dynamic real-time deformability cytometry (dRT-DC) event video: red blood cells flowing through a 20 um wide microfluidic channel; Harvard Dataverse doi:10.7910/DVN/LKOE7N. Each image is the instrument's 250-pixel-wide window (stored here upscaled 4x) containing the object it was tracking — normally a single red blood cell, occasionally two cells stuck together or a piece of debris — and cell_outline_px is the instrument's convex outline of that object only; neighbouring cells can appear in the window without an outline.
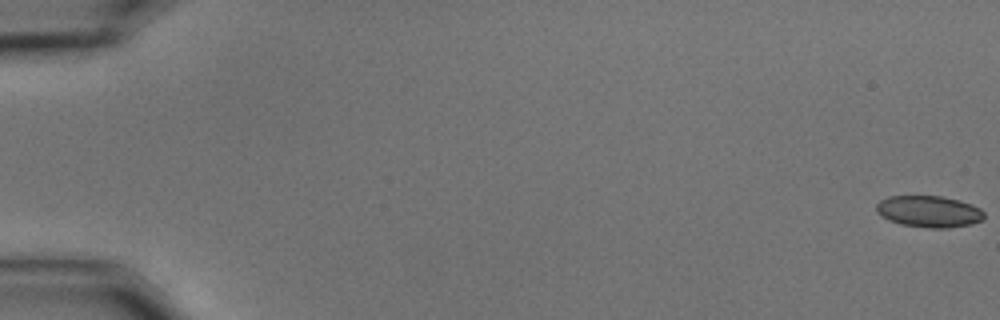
{"species": "common noctule bat (a hibernating species)", "species_latin": "Nyctalus noctula", "temperature_condition": "cold", "stored_images_in_passage": 11, "camera_frame_rate_fps": 3000, "um_per_image_px": 0.085, "animal": {"sex": "male", "body_mass_g": 15.6}, "frame": {"image": 1, "passage_image": 1, "time_ms": 0.0, "image_size_px": [1000, 320], "cell_outline_px": [[984, 216], [980, 220], [972, 224], [948, 228], [928, 228], [900, 224], [888, 220], [876, 212], [876, 204], [880, 200], [888, 196], [940, 196], [960, 200], [972, 204], [980, 208], [984, 212]], "centroid_in_image_um": [78.95, 17.97], "position_along_channel_um": 6.1, "area_um2": 19.94}}